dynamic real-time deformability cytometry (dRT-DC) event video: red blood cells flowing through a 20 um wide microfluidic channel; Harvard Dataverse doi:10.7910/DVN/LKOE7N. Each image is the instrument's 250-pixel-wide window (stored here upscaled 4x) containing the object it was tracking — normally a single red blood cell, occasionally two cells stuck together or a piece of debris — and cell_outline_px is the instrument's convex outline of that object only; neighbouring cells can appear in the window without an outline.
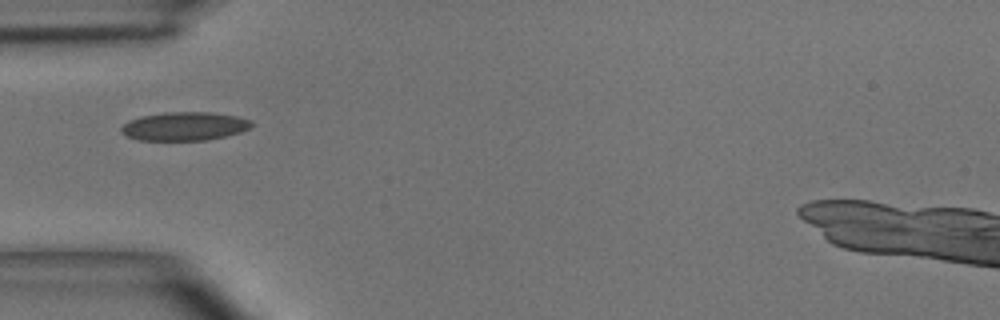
{"species": "common noctule bat (a hibernating species)", "species_latin": "Nyctalus noctula", "temperature_condition": "room temperature", "stored_images_in_passage": 1, "camera_frame_rate_fps": 3000, "um_per_image_px": 0.085, "animal": {"sex": "male", "body_mass_g": 15.6}, "frame": {"image": 1, "passage_image": 1, "time_ms": 0.0, "image_size_px": [1000, 320], "cell_outline_px": [[252, 124], [248, 128], [240, 132], [208, 140], [140, 140], [128, 136], [120, 132], [120, 128], [128, 120], [140, 116], [164, 112], [208, 112], [236, 116], [252, 120]], "centroid_in_image_um": [15.64, 10.72], "position_along_channel_um": 69.4, "area_um2": 21.62}}